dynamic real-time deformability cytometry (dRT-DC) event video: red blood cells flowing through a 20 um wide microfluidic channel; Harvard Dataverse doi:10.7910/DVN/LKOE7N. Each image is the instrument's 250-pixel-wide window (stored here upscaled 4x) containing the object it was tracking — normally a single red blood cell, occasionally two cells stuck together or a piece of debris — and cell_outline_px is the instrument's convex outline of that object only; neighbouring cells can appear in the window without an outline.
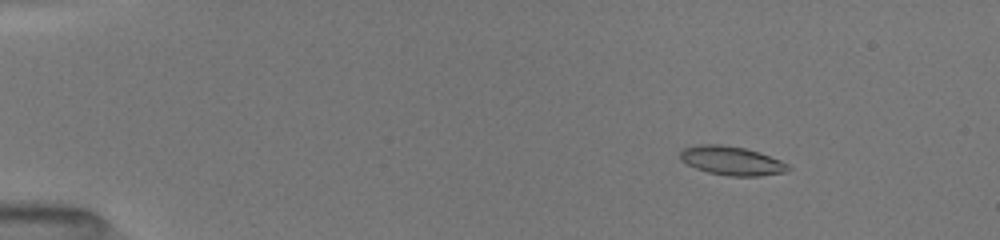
{"species": "common noctule bat (a hibernating species)", "species_latin": "Nyctalus noctula", "temperature_condition": "room temperature", "stored_images_in_passage": 49, "camera_frame_rate_fps": 3000, "um_per_image_px": 0.085, "animal": {"sex": "female", "body_mass_g": 19.5, "forearm_length_mm": 54.1}, "frame": {"image": 1, "passage_image": 4, "time_ms": 1.0, "image_size_px": [1000, 240], "cell_outline_px": [[792, 168], [788, 172], [760, 176], [728, 176], [708, 172], [696, 168], [680, 160], [680, 152], [684, 148], [696, 144], [720, 144], [744, 148], [760, 152], [780, 160], [788, 164]], "centroid_in_image_um": [62.22, 13.66], "position_along_channel_um": 22.8, "area_um2": 18.32}}
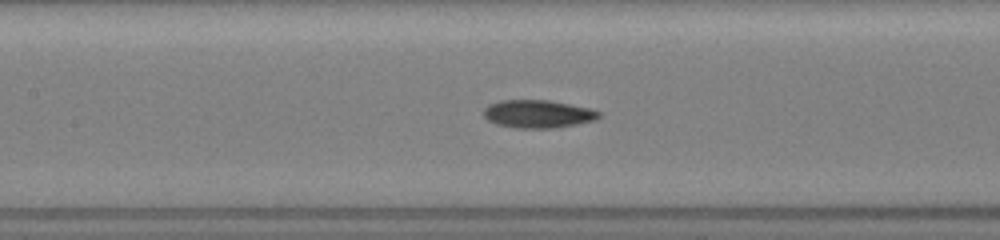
{"frame": {"image": 2, "passage_image": 22, "time_ms": 7.0, "image_size_px": [1000, 240], "cell_outline_px": [[600, 116], [596, 120], [556, 128], [516, 128], [496, 124], [488, 120], [484, 116], [484, 108], [488, 104], [500, 100], [548, 100], [592, 108], [600, 112]], "centroid_in_image_um": [45.73, 9.68], "position_along_channel_um": 161.7, "area_um2": 18.9}}
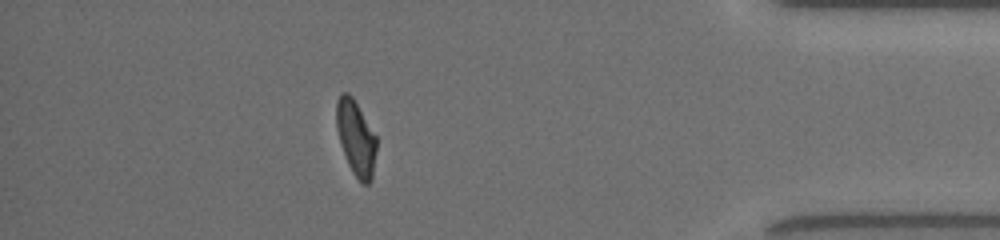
{"frame": {"image": 3, "passage_image": 43, "time_ms": 14.0, "image_size_px": [1000, 240], "cell_outline_px": [[376, 148], [372, 180], [368, 184], [364, 184], [352, 172], [348, 164], [340, 144], [336, 128], [336, 100], [340, 92], [348, 92], [352, 96], [376, 136]], "centroid_in_image_um": [30.23, 11.7], "position_along_channel_um": 405.0, "area_um2": 17.51}, "authors_computed_cell_mechanics": {"area_um2": 18.1492, "velocity_mm_per_s": 4.0033, "shape_relaxation_time_tau1_ms": 5.1986, "shape_relaxation_time_tau2_ms": 2.2237, "deformation_change_tau1": 0.1963, "deformation_change_tau2": 0.0827}}